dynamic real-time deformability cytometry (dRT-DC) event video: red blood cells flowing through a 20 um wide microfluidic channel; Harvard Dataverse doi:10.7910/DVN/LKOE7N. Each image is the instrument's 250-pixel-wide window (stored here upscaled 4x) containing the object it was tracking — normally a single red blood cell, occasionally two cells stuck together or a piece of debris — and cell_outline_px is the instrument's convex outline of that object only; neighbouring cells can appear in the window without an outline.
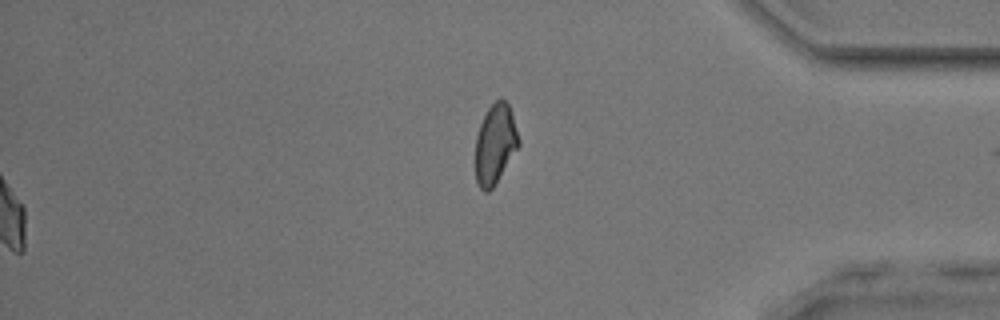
{"species": "common noctule bat (a hibernating species)", "species_latin": "Nyctalus noctula", "temperature_condition": "room temperature", "stored_images_in_passage": 46, "segment_of_instrument_passage": [2, 2], "camera_frame_rate_fps": 3000, "um_per_image_px": 0.085, "animal": {"sex": "male", "body_mass_g": 17.9, "forearm_length_mm": 54.2}, "frame": {"image": 1, "passage_image": 46, "time_ms": 15.0, "image_size_px": [1000, 320], "cell_outline_px": [[520, 144], [492, 188], [488, 192], [484, 192], [480, 188], [476, 180], [476, 136], [480, 124], [488, 108], [496, 100], [504, 100], [508, 104], [520, 140]], "centroid_in_image_um": [42.08, 12.25], "position_along_channel_um": 393.1, "area_um2": 19.65}}